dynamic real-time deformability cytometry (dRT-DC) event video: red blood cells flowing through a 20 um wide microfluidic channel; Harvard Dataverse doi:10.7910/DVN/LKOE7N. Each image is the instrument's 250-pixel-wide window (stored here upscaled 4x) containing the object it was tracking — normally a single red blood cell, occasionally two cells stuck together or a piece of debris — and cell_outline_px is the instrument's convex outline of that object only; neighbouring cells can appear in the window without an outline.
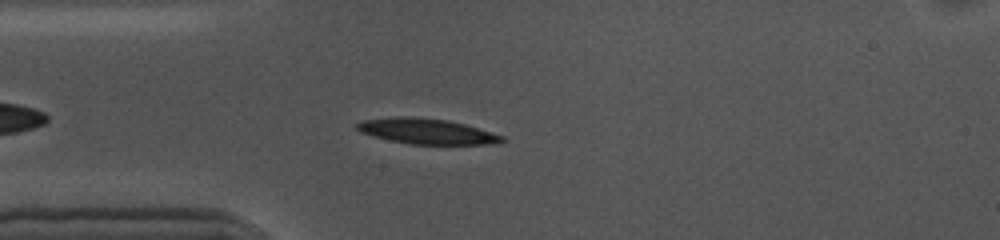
{"species": "common noctule bat (a hibernating species)", "species_latin": "Nyctalus noctula", "temperature_condition": "cold", "stored_images_in_passage": 15, "camera_frame_rate_fps": 3000, "um_per_image_px": 0.085, "animal": {"sex": "female", "body_mass_g": 10.0, "forearm_length_mm": 53.1}, "frame": {"image": 1, "passage_image": 7, "time_ms": 2.0, "image_size_px": [1000, 240], "cell_outline_px": [[508, 140], [500, 144], [412, 144], [392, 140], [360, 132], [356, 128], [356, 124], [360, 120], [396, 116], [408, 116], [448, 120], [464, 124], [504, 136]], "centroid_in_image_um": [36.31, 11.15], "position_along_channel_um": 48.7, "area_um2": 21.44}}